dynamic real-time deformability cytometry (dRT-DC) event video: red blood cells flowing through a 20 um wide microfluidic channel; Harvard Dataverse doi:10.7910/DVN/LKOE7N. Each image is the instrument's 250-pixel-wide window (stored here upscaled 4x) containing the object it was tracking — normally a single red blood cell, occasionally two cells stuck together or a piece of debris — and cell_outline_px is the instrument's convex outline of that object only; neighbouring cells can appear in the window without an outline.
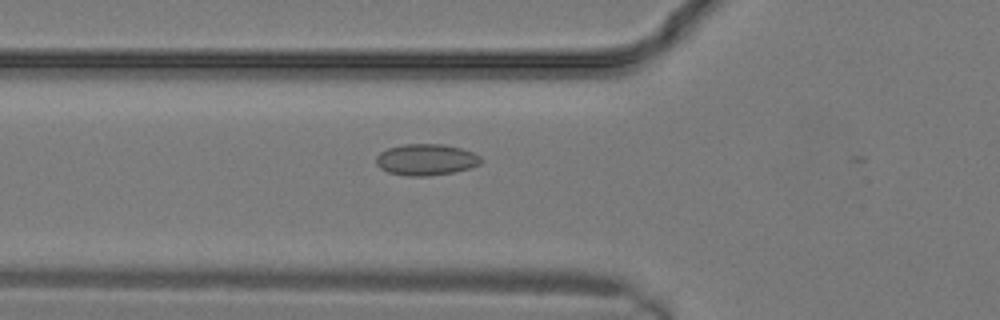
{"species": "common noctule bat (a hibernating species)", "species_latin": "Nyctalus noctula", "temperature_condition": "warm", "stored_images_in_passage": 11, "camera_frame_rate_fps": 3000, "um_per_image_px": 0.085, "animal": {"sex": "male", "body_mass_g": 19.2, "forearm_length_mm": 51.8}, "frame": {"image": 1, "passage_image": 3, "time_ms": 0.667, "image_size_px": [1000, 320], "cell_outline_px": [[480, 164], [456, 172], [428, 176], [408, 176], [388, 172], [380, 168], [376, 164], [376, 156], [380, 152], [388, 148], [404, 144], [444, 144], [460, 148], [472, 152], [480, 156]], "centroid_in_image_um": [36.19, 13.57], "position_along_channel_um": 89.6, "area_um2": 19.13}}
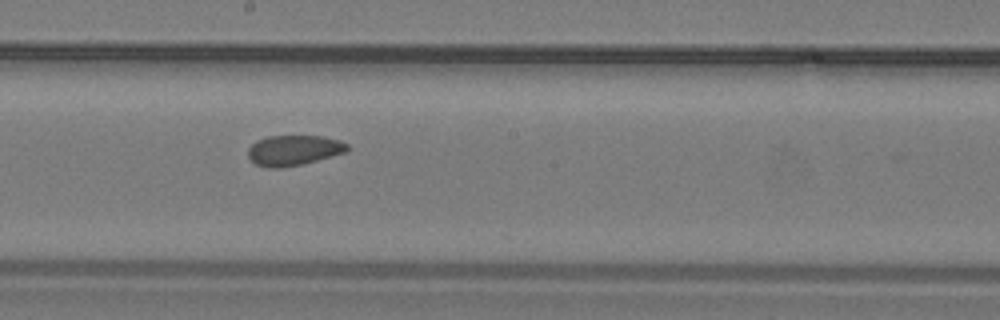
{"frame": {"image": 2, "passage_image": 8, "time_ms": 2.333, "image_size_px": [1000, 320], "cell_outline_px": [[348, 148], [344, 152], [304, 164], [280, 168], [268, 168], [256, 164], [248, 156], [248, 148], [256, 140], [268, 136], [324, 136], [340, 140], [348, 144]], "centroid_in_image_um": [24.95, 12.77], "position_along_channel_um": 223.3, "area_um2": 17.51}}
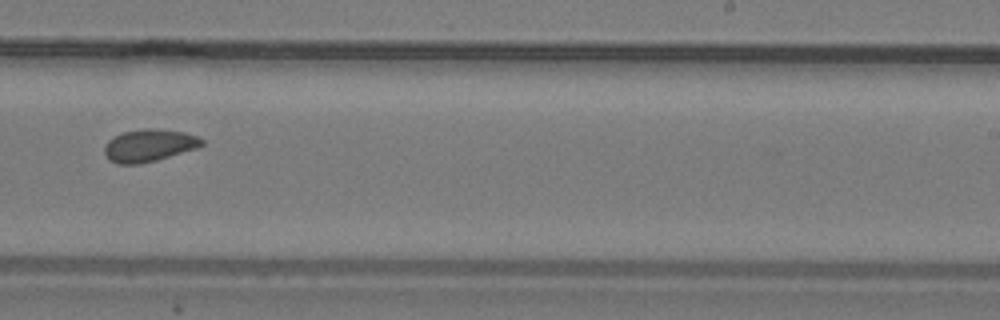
{"frame": {"image": 3, "passage_image": 10, "time_ms": 3.0, "image_size_px": [1000, 320], "cell_outline_px": [[204, 144], [196, 148], [156, 160], [140, 164], [116, 164], [108, 160], [104, 152], [104, 148], [108, 140], [124, 132], [144, 128], [148, 128], [184, 132], [196, 136], [204, 140]], "centroid_in_image_um": [12.64, 12.37], "position_along_channel_um": 276.4, "area_um2": 18.21}}